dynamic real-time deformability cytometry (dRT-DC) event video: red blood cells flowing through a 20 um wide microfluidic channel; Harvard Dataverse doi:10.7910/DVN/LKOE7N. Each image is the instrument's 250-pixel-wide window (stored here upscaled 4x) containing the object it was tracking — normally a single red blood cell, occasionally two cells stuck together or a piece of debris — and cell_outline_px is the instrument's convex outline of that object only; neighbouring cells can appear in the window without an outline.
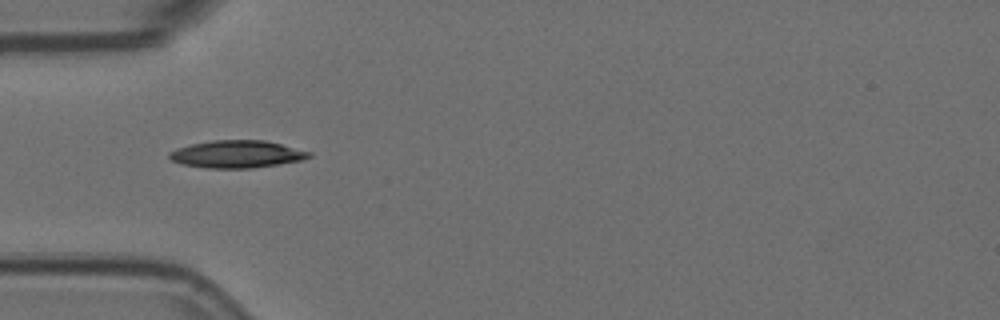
{"species": "Egyptian fruit bat (a non-hibernating species)", "species_latin": "Rousettus aegyptiacus", "temperature_condition": "room temperature", "stored_images_in_passage": 11, "camera_frame_rate_fps": 3000, "um_per_image_px": 0.085, "animal": {"sex": "female"}, "frame": {"image": 1, "passage_image": 1, "time_ms": 0.0, "image_size_px": [1000, 320], "cell_outline_px": [[312, 156], [300, 160], [252, 168], [208, 168], [180, 164], [172, 160], [168, 156], [168, 152], [176, 148], [192, 144], [212, 140], [264, 140], [312, 152]], "centroid_in_image_um": [20.09, 13.1], "position_along_channel_um": 64.9, "area_um2": 22.2}}
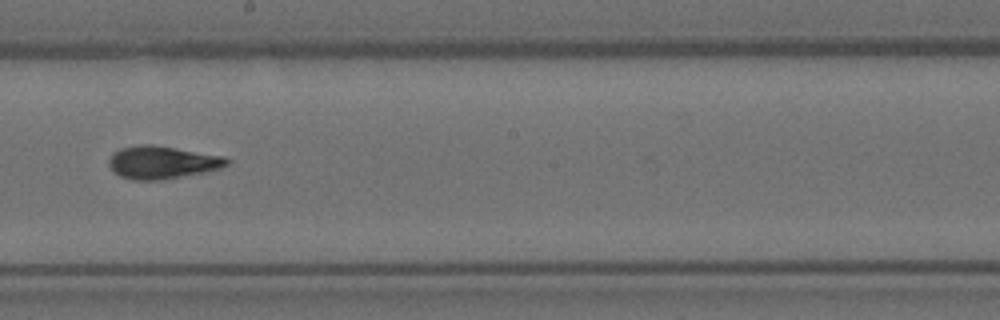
{"frame": {"image": 2, "passage_image": 5, "time_ms": 1.333, "image_size_px": [1000, 320], "cell_outline_px": [[232, 160], [228, 164], [220, 168], [204, 172], [160, 180], [132, 180], [120, 176], [108, 164], [108, 160], [112, 152], [120, 148], [140, 144], [152, 144], [224, 156]], "centroid_in_image_um": [13.77, 13.79], "position_along_channel_um": 234.4, "area_um2": 22.54}}
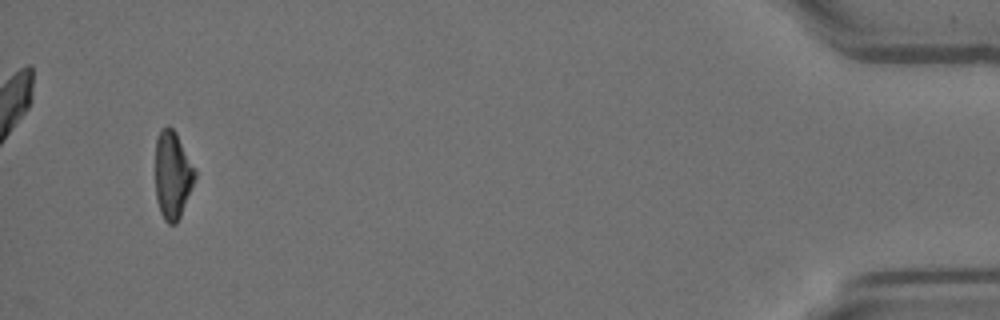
{"frame": {"image": 3, "passage_image": 10, "time_ms": 3.0, "image_size_px": [1000, 320], "cell_outline_px": [[196, 176], [180, 216], [176, 224], [168, 224], [164, 220], [160, 212], [156, 200], [156, 140], [160, 132], [168, 124], [176, 132], [196, 168]], "centroid_in_image_um": [14.67, 14.87], "position_along_channel_um": 420.5, "area_um2": 20.17}}